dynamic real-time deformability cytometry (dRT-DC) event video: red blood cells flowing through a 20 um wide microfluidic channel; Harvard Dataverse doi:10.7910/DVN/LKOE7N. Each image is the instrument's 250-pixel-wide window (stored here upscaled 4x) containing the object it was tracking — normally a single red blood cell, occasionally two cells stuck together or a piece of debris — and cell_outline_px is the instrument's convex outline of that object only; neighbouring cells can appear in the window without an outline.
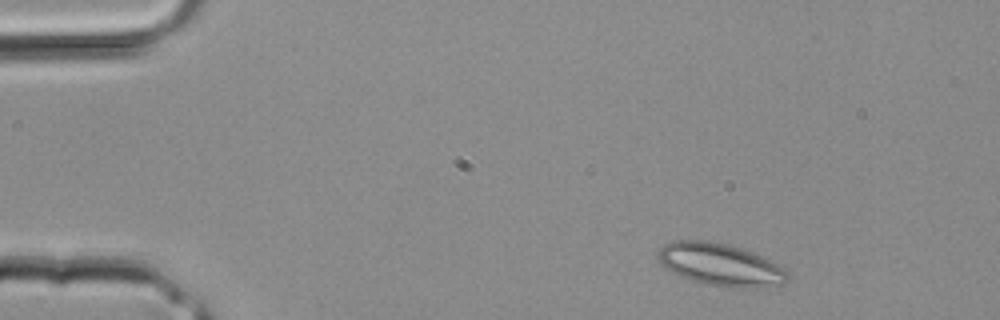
{"species": "common noctule bat (a hibernating species)", "species_latin": "Nyctalus noctula", "temperature_condition": "room temperature", "stored_images_in_passage": 2, "segment_of_instrument_passage": [2, 2], "camera_frame_rate_fps": 3000, "um_per_image_px": 0.085, "animal": {"sex": "male", "body_mass_g": 20.4}, "frame": {"image": 1, "passage_image": 2, "time_ms": 0.333, "image_size_px": [1000, 320], "cell_outline_px": [[788, 280], [784, 284], [760, 288], [724, 288], [704, 284], [680, 276], [664, 268], [656, 256], [660, 248], [664, 244], [676, 240], [708, 240], [728, 244], [752, 252], [784, 268], [788, 272]], "centroid_in_image_um": [61.22, 22.51], "position_along_channel_um": 23.8, "area_um2": 32.37}}